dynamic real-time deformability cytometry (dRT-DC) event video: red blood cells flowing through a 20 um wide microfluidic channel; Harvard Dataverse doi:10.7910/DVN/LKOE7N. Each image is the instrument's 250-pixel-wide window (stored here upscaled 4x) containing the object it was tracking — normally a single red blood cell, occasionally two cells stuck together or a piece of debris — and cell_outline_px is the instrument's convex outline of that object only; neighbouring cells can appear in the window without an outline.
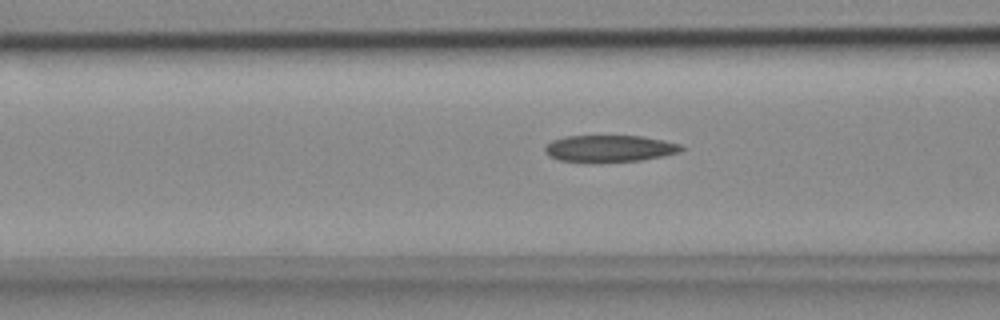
{"species": "common noctule bat (a hibernating species)", "species_latin": "Nyctalus noctula", "temperature_condition": "cold", "stored_images_in_passage": 39, "camera_frame_rate_fps": 3000, "um_per_image_px": 0.085, "animal": {"sex": "female", "body_mass_g": 18.4}, "frame": {"image": 1, "passage_image": 12, "time_ms": 3.667, "image_size_px": [1000, 320], "cell_outline_px": [[684, 148], [680, 152], [640, 160], [560, 160], [548, 156], [544, 148], [552, 140], [564, 136], [640, 136], [664, 140], [680, 144]], "centroid_in_image_um": [51.82, 12.58], "position_along_channel_um": 114.8, "area_um2": 20.46}}
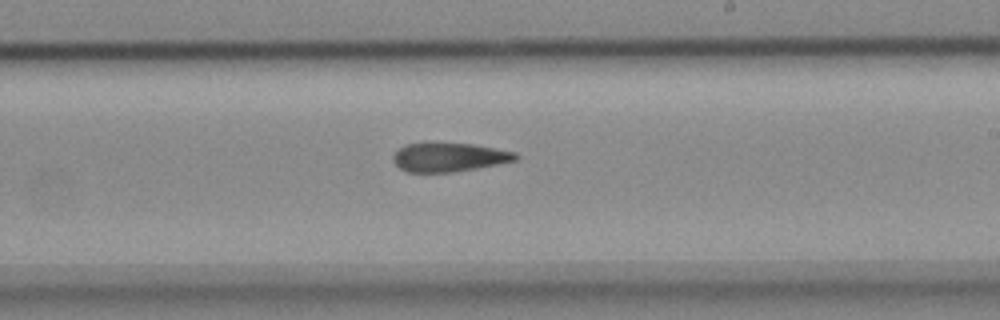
{"frame": {"image": 2, "passage_image": 23, "time_ms": 7.333, "image_size_px": [1000, 320], "cell_outline_px": [[520, 156], [516, 160], [476, 168], [452, 172], [408, 172], [400, 168], [392, 160], [392, 156], [404, 144], [424, 140], [428, 140], [472, 144], [516, 152]], "centroid_in_image_um": [38.11, 13.31], "position_along_channel_um": 250.9, "area_um2": 21.21}}
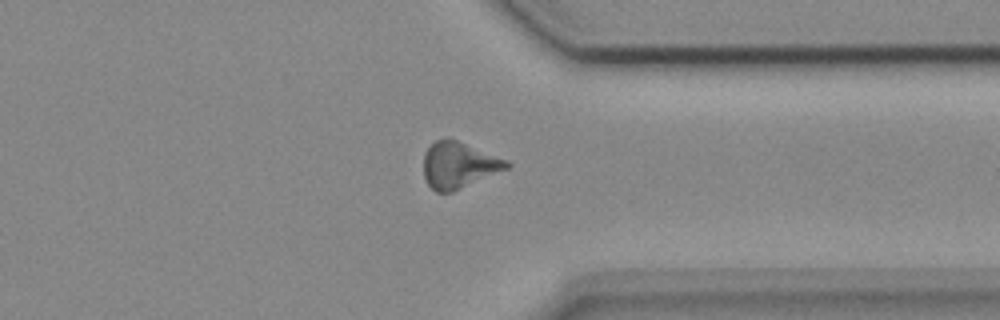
{"frame": {"image": 3, "passage_image": 33, "time_ms": 10.667, "image_size_px": [1000, 320], "cell_outline_px": [[512, 164], [508, 168], [452, 192], [436, 192], [428, 184], [424, 176], [424, 152], [436, 140], [456, 140], [508, 160]], "centroid_in_image_um": [38.99, 14.05], "position_along_channel_um": 372.4, "area_um2": 21.96}}